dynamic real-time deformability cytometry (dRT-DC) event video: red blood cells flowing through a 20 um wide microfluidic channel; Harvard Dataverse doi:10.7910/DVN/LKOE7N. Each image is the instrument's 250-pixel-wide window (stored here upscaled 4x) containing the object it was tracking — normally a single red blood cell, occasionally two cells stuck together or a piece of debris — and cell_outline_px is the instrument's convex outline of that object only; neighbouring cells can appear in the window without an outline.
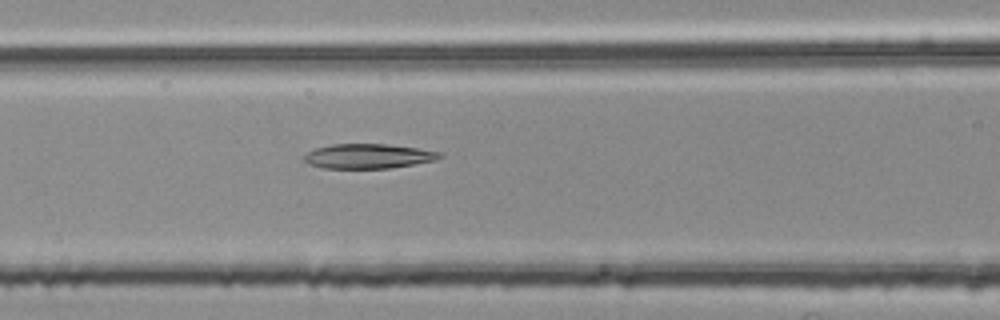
{"species": "common noctule bat (a hibernating species)", "species_latin": "Nyctalus noctula", "temperature_condition": "room temperature", "stored_images_in_passage": 53, "segment_of_instrument_passage": [2, 2], "camera_frame_rate_fps": 3000, "um_per_image_px": 0.085, "animal": {"sex": "female", "body_mass_g": 25.1}, "frame": {"image": 1, "passage_image": 22, "time_ms": 7.0, "image_size_px": [1000, 320], "cell_outline_px": [[444, 156], [436, 160], [388, 168], [324, 168], [308, 164], [304, 160], [304, 156], [308, 152], [316, 148], [332, 144], [388, 144], [416, 148], [440, 152]], "centroid_in_image_um": [31.29, 13.27], "position_along_channel_um": 135.3, "area_um2": 19.31}}
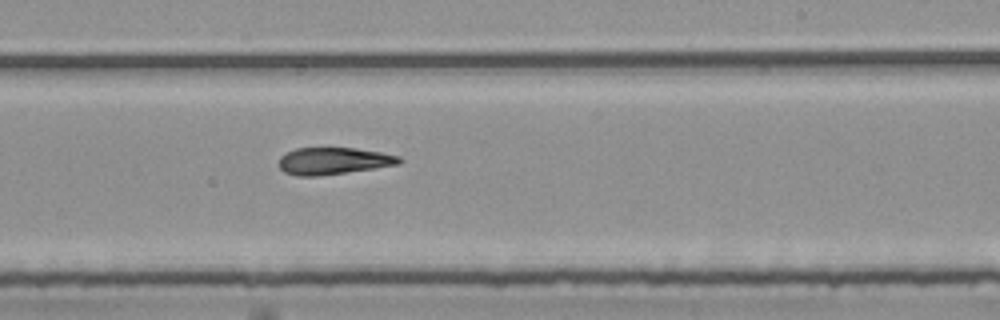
{"frame": {"image": 2, "passage_image": 32, "time_ms": 10.333, "image_size_px": [1000, 320], "cell_outline_px": [[404, 160], [400, 164], [320, 176], [296, 176], [284, 172], [280, 168], [280, 156], [296, 148], [356, 148], [380, 152], [400, 156]], "centroid_in_image_um": [28.36, 13.68], "position_along_channel_um": 260.6, "area_um2": 18.9}}
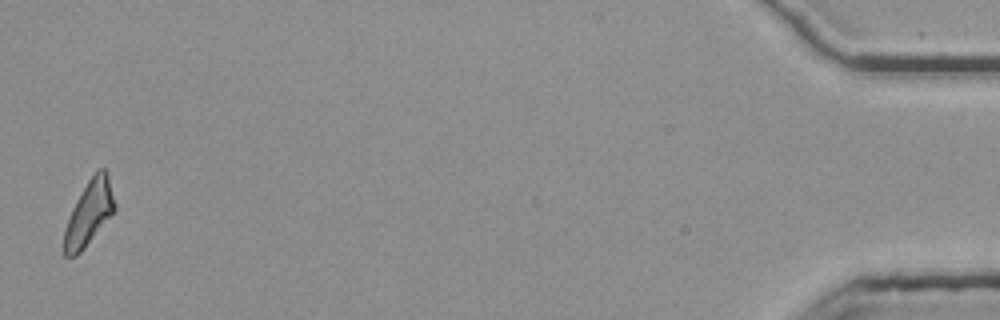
{"frame": {"image": 3, "passage_image": 53, "time_ms": 17.333, "image_size_px": [1000, 320], "cell_outline_px": [[116, 208], [84, 248], [76, 256], [64, 256], [64, 228], [72, 208], [76, 200], [88, 180], [96, 168], [104, 168], [108, 172], [116, 204]], "centroid_in_image_um": [7.57, 18.05], "position_along_channel_um": 427.6, "area_um2": 18.96}}